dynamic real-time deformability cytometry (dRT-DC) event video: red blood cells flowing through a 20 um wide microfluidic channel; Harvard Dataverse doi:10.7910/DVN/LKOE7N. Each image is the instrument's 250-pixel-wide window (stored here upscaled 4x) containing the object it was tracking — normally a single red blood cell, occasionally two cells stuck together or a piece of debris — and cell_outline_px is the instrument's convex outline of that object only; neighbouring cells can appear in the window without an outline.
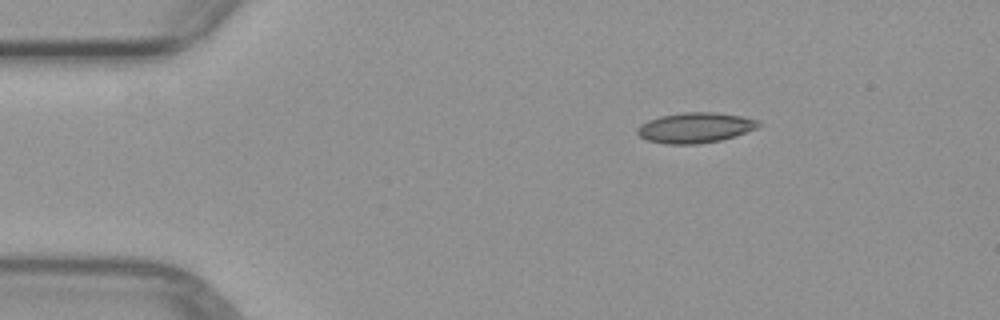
{"species": "common noctule bat (a hibernating species)", "species_latin": "Nyctalus noctula", "temperature_condition": "warm", "stored_images_in_passage": 2, "camera_frame_rate_fps": 3000, "um_per_image_px": 0.085, "animal": {"sex": "female", "body_mass_g": 29.2, "forearm_length_mm": 56.3}, "frame": {"image": 1, "passage_image": 1, "time_ms": 0.0, "image_size_px": [1000, 320], "cell_outline_px": [[760, 128], [736, 136], [720, 140], [700, 144], [664, 144], [648, 140], [640, 136], [636, 132], [636, 128], [640, 124], [648, 120], [660, 116], [684, 112], [712, 112], [744, 116], [756, 120], [760, 124]], "centroid_in_image_um": [59.1, 10.86], "position_along_channel_um": 25.9, "area_um2": 21.62}}